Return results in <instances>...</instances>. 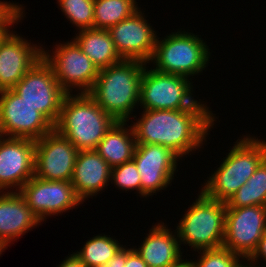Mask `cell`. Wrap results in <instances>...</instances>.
Masks as SVG:
<instances>
[{
	"instance_id": "obj_10",
	"label": "cell",
	"mask_w": 266,
	"mask_h": 267,
	"mask_svg": "<svg viewBox=\"0 0 266 267\" xmlns=\"http://www.w3.org/2000/svg\"><path fill=\"white\" fill-rule=\"evenodd\" d=\"M54 125L12 89L0 91V135L37 141Z\"/></svg>"
},
{
	"instance_id": "obj_4",
	"label": "cell",
	"mask_w": 266,
	"mask_h": 267,
	"mask_svg": "<svg viewBox=\"0 0 266 267\" xmlns=\"http://www.w3.org/2000/svg\"><path fill=\"white\" fill-rule=\"evenodd\" d=\"M233 145L220 166L203 182L201 191L208 198L226 203L266 158V141L250 134Z\"/></svg>"
},
{
	"instance_id": "obj_14",
	"label": "cell",
	"mask_w": 266,
	"mask_h": 267,
	"mask_svg": "<svg viewBox=\"0 0 266 267\" xmlns=\"http://www.w3.org/2000/svg\"><path fill=\"white\" fill-rule=\"evenodd\" d=\"M35 142L34 176L43 180L71 181L77 148L55 130Z\"/></svg>"
},
{
	"instance_id": "obj_29",
	"label": "cell",
	"mask_w": 266,
	"mask_h": 267,
	"mask_svg": "<svg viewBox=\"0 0 266 267\" xmlns=\"http://www.w3.org/2000/svg\"><path fill=\"white\" fill-rule=\"evenodd\" d=\"M25 8L20 4L18 5L1 23H0V42L11 31L10 28L14 24H18L25 16Z\"/></svg>"
},
{
	"instance_id": "obj_21",
	"label": "cell",
	"mask_w": 266,
	"mask_h": 267,
	"mask_svg": "<svg viewBox=\"0 0 266 267\" xmlns=\"http://www.w3.org/2000/svg\"><path fill=\"white\" fill-rule=\"evenodd\" d=\"M136 145L131 124L128 126L127 122L116 121L106 132L95 151L113 168L133 160Z\"/></svg>"
},
{
	"instance_id": "obj_31",
	"label": "cell",
	"mask_w": 266,
	"mask_h": 267,
	"mask_svg": "<svg viewBox=\"0 0 266 267\" xmlns=\"http://www.w3.org/2000/svg\"><path fill=\"white\" fill-rule=\"evenodd\" d=\"M125 267H149L136 252L134 247H126V264Z\"/></svg>"
},
{
	"instance_id": "obj_30",
	"label": "cell",
	"mask_w": 266,
	"mask_h": 267,
	"mask_svg": "<svg viewBox=\"0 0 266 267\" xmlns=\"http://www.w3.org/2000/svg\"><path fill=\"white\" fill-rule=\"evenodd\" d=\"M263 258V259H260ZM259 259V260H258ZM262 261L265 263H262V265H260L259 261ZM249 262V263H248ZM258 264V265H256ZM245 265L247 267H266V231L264 232V234L262 235V238L259 240V243L256 247V250L252 253V255L247 259V261L245 262Z\"/></svg>"
},
{
	"instance_id": "obj_32",
	"label": "cell",
	"mask_w": 266,
	"mask_h": 267,
	"mask_svg": "<svg viewBox=\"0 0 266 267\" xmlns=\"http://www.w3.org/2000/svg\"><path fill=\"white\" fill-rule=\"evenodd\" d=\"M126 264V245H124L117 254L110 259L103 267H125Z\"/></svg>"
},
{
	"instance_id": "obj_22",
	"label": "cell",
	"mask_w": 266,
	"mask_h": 267,
	"mask_svg": "<svg viewBox=\"0 0 266 267\" xmlns=\"http://www.w3.org/2000/svg\"><path fill=\"white\" fill-rule=\"evenodd\" d=\"M72 39L99 70L122 60L114 47L109 31L106 29H82Z\"/></svg>"
},
{
	"instance_id": "obj_17",
	"label": "cell",
	"mask_w": 266,
	"mask_h": 267,
	"mask_svg": "<svg viewBox=\"0 0 266 267\" xmlns=\"http://www.w3.org/2000/svg\"><path fill=\"white\" fill-rule=\"evenodd\" d=\"M42 47L11 30L0 42V91L12 89L42 58Z\"/></svg>"
},
{
	"instance_id": "obj_34",
	"label": "cell",
	"mask_w": 266,
	"mask_h": 267,
	"mask_svg": "<svg viewBox=\"0 0 266 267\" xmlns=\"http://www.w3.org/2000/svg\"><path fill=\"white\" fill-rule=\"evenodd\" d=\"M169 267H193V262L191 259L190 261H187V259H181L178 263Z\"/></svg>"
},
{
	"instance_id": "obj_27",
	"label": "cell",
	"mask_w": 266,
	"mask_h": 267,
	"mask_svg": "<svg viewBox=\"0 0 266 267\" xmlns=\"http://www.w3.org/2000/svg\"><path fill=\"white\" fill-rule=\"evenodd\" d=\"M200 255L195 259L193 267H244L245 261L224 247L197 251ZM200 257V258H199ZM241 259V260H240Z\"/></svg>"
},
{
	"instance_id": "obj_18",
	"label": "cell",
	"mask_w": 266,
	"mask_h": 267,
	"mask_svg": "<svg viewBox=\"0 0 266 267\" xmlns=\"http://www.w3.org/2000/svg\"><path fill=\"white\" fill-rule=\"evenodd\" d=\"M41 223L18 191L0 192V244L5 249Z\"/></svg>"
},
{
	"instance_id": "obj_33",
	"label": "cell",
	"mask_w": 266,
	"mask_h": 267,
	"mask_svg": "<svg viewBox=\"0 0 266 267\" xmlns=\"http://www.w3.org/2000/svg\"><path fill=\"white\" fill-rule=\"evenodd\" d=\"M58 267H87L74 253L67 256Z\"/></svg>"
},
{
	"instance_id": "obj_28",
	"label": "cell",
	"mask_w": 266,
	"mask_h": 267,
	"mask_svg": "<svg viewBox=\"0 0 266 267\" xmlns=\"http://www.w3.org/2000/svg\"><path fill=\"white\" fill-rule=\"evenodd\" d=\"M110 182L122 191L136 190L141 195V179L133 160L111 168Z\"/></svg>"
},
{
	"instance_id": "obj_13",
	"label": "cell",
	"mask_w": 266,
	"mask_h": 267,
	"mask_svg": "<svg viewBox=\"0 0 266 267\" xmlns=\"http://www.w3.org/2000/svg\"><path fill=\"white\" fill-rule=\"evenodd\" d=\"M181 158L172 150L157 144H137L133 161L141 179V196H153L168 188L177 173Z\"/></svg>"
},
{
	"instance_id": "obj_7",
	"label": "cell",
	"mask_w": 266,
	"mask_h": 267,
	"mask_svg": "<svg viewBox=\"0 0 266 267\" xmlns=\"http://www.w3.org/2000/svg\"><path fill=\"white\" fill-rule=\"evenodd\" d=\"M150 69V70H149ZM193 82L189 78L163 73L145 66L140 83L141 110H185L193 108Z\"/></svg>"
},
{
	"instance_id": "obj_25",
	"label": "cell",
	"mask_w": 266,
	"mask_h": 267,
	"mask_svg": "<svg viewBox=\"0 0 266 267\" xmlns=\"http://www.w3.org/2000/svg\"><path fill=\"white\" fill-rule=\"evenodd\" d=\"M137 3L136 0H94L93 28L108 30L136 12Z\"/></svg>"
},
{
	"instance_id": "obj_1",
	"label": "cell",
	"mask_w": 266,
	"mask_h": 267,
	"mask_svg": "<svg viewBox=\"0 0 266 267\" xmlns=\"http://www.w3.org/2000/svg\"><path fill=\"white\" fill-rule=\"evenodd\" d=\"M210 110L201 99L191 109L143 110L131 123L136 143L163 145L180 158L191 155L202 148L217 121Z\"/></svg>"
},
{
	"instance_id": "obj_2",
	"label": "cell",
	"mask_w": 266,
	"mask_h": 267,
	"mask_svg": "<svg viewBox=\"0 0 266 267\" xmlns=\"http://www.w3.org/2000/svg\"><path fill=\"white\" fill-rule=\"evenodd\" d=\"M145 66V62L122 59L100 69L88 94L115 121H132L134 109L139 107L140 83Z\"/></svg>"
},
{
	"instance_id": "obj_12",
	"label": "cell",
	"mask_w": 266,
	"mask_h": 267,
	"mask_svg": "<svg viewBox=\"0 0 266 267\" xmlns=\"http://www.w3.org/2000/svg\"><path fill=\"white\" fill-rule=\"evenodd\" d=\"M18 192L41 222L83 204L71 181L43 180L33 176Z\"/></svg>"
},
{
	"instance_id": "obj_9",
	"label": "cell",
	"mask_w": 266,
	"mask_h": 267,
	"mask_svg": "<svg viewBox=\"0 0 266 267\" xmlns=\"http://www.w3.org/2000/svg\"><path fill=\"white\" fill-rule=\"evenodd\" d=\"M25 102L56 124L66 92L60 87L51 67L38 60L12 88Z\"/></svg>"
},
{
	"instance_id": "obj_35",
	"label": "cell",
	"mask_w": 266,
	"mask_h": 267,
	"mask_svg": "<svg viewBox=\"0 0 266 267\" xmlns=\"http://www.w3.org/2000/svg\"><path fill=\"white\" fill-rule=\"evenodd\" d=\"M4 250H6V249L0 244V256L4 252Z\"/></svg>"
},
{
	"instance_id": "obj_24",
	"label": "cell",
	"mask_w": 266,
	"mask_h": 267,
	"mask_svg": "<svg viewBox=\"0 0 266 267\" xmlns=\"http://www.w3.org/2000/svg\"><path fill=\"white\" fill-rule=\"evenodd\" d=\"M123 247L110 235L99 234L88 239L81 250L73 252L87 267H103Z\"/></svg>"
},
{
	"instance_id": "obj_23",
	"label": "cell",
	"mask_w": 266,
	"mask_h": 267,
	"mask_svg": "<svg viewBox=\"0 0 266 267\" xmlns=\"http://www.w3.org/2000/svg\"><path fill=\"white\" fill-rule=\"evenodd\" d=\"M266 207V158L254 174L226 202V208L245 206Z\"/></svg>"
},
{
	"instance_id": "obj_3",
	"label": "cell",
	"mask_w": 266,
	"mask_h": 267,
	"mask_svg": "<svg viewBox=\"0 0 266 267\" xmlns=\"http://www.w3.org/2000/svg\"><path fill=\"white\" fill-rule=\"evenodd\" d=\"M115 122L88 93L66 94L54 130L78 151L95 150Z\"/></svg>"
},
{
	"instance_id": "obj_15",
	"label": "cell",
	"mask_w": 266,
	"mask_h": 267,
	"mask_svg": "<svg viewBox=\"0 0 266 267\" xmlns=\"http://www.w3.org/2000/svg\"><path fill=\"white\" fill-rule=\"evenodd\" d=\"M140 9L110 27L108 31L122 59L138 60L148 64L154 54L158 35Z\"/></svg>"
},
{
	"instance_id": "obj_16",
	"label": "cell",
	"mask_w": 266,
	"mask_h": 267,
	"mask_svg": "<svg viewBox=\"0 0 266 267\" xmlns=\"http://www.w3.org/2000/svg\"><path fill=\"white\" fill-rule=\"evenodd\" d=\"M35 146L31 139L0 135V192L19 191L34 176Z\"/></svg>"
},
{
	"instance_id": "obj_26",
	"label": "cell",
	"mask_w": 266,
	"mask_h": 267,
	"mask_svg": "<svg viewBox=\"0 0 266 267\" xmlns=\"http://www.w3.org/2000/svg\"><path fill=\"white\" fill-rule=\"evenodd\" d=\"M66 19L80 31L93 28L94 0H58Z\"/></svg>"
},
{
	"instance_id": "obj_19",
	"label": "cell",
	"mask_w": 266,
	"mask_h": 267,
	"mask_svg": "<svg viewBox=\"0 0 266 267\" xmlns=\"http://www.w3.org/2000/svg\"><path fill=\"white\" fill-rule=\"evenodd\" d=\"M110 176L111 167L95 150L78 152L71 183L82 202L107 188Z\"/></svg>"
},
{
	"instance_id": "obj_20",
	"label": "cell",
	"mask_w": 266,
	"mask_h": 267,
	"mask_svg": "<svg viewBox=\"0 0 266 267\" xmlns=\"http://www.w3.org/2000/svg\"><path fill=\"white\" fill-rule=\"evenodd\" d=\"M134 249L149 267H169L184 257L176 230L171 231L164 222L155 223L138 249Z\"/></svg>"
},
{
	"instance_id": "obj_8",
	"label": "cell",
	"mask_w": 266,
	"mask_h": 267,
	"mask_svg": "<svg viewBox=\"0 0 266 267\" xmlns=\"http://www.w3.org/2000/svg\"><path fill=\"white\" fill-rule=\"evenodd\" d=\"M42 58L67 94H73V89L77 94L89 93L99 74L98 67L73 39L56 44L52 53L42 48Z\"/></svg>"
},
{
	"instance_id": "obj_11",
	"label": "cell",
	"mask_w": 266,
	"mask_h": 267,
	"mask_svg": "<svg viewBox=\"0 0 266 267\" xmlns=\"http://www.w3.org/2000/svg\"><path fill=\"white\" fill-rule=\"evenodd\" d=\"M266 231V207L226 208L223 247L246 261Z\"/></svg>"
},
{
	"instance_id": "obj_6",
	"label": "cell",
	"mask_w": 266,
	"mask_h": 267,
	"mask_svg": "<svg viewBox=\"0 0 266 267\" xmlns=\"http://www.w3.org/2000/svg\"><path fill=\"white\" fill-rule=\"evenodd\" d=\"M177 224V237L194 251L223 247L226 203L208 198L202 191Z\"/></svg>"
},
{
	"instance_id": "obj_5",
	"label": "cell",
	"mask_w": 266,
	"mask_h": 267,
	"mask_svg": "<svg viewBox=\"0 0 266 267\" xmlns=\"http://www.w3.org/2000/svg\"><path fill=\"white\" fill-rule=\"evenodd\" d=\"M199 36L185 29L171 32L162 39L157 36L149 63H153V69L157 71L180 75L192 81L193 76L203 73L211 56L209 46Z\"/></svg>"
}]
</instances>
